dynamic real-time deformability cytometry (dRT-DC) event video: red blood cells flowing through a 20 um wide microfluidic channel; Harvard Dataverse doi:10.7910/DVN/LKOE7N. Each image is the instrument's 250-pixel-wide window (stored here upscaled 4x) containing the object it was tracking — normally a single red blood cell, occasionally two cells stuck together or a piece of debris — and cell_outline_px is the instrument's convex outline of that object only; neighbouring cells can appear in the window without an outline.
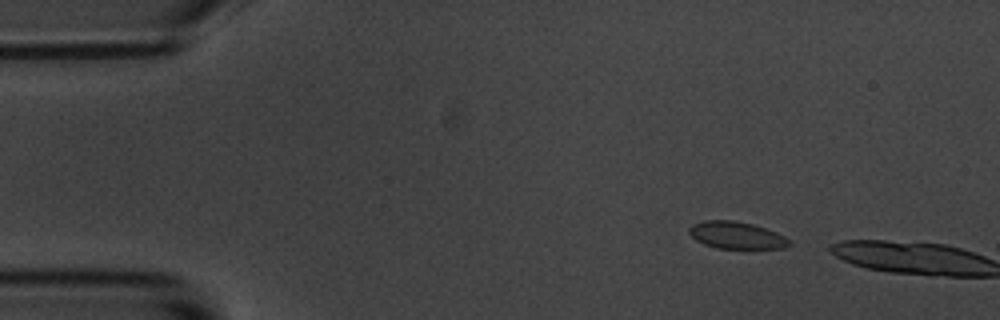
{"species": "common noctule bat (a hibernating species)", "species_latin": "Nyctalus noctula", "temperature_condition": "room temperature", "stored_images_in_passage": 2, "camera_frame_rate_fps": 3000, "um_per_image_px": 0.085, "animal": {"sex": "male", "body_mass_g": 20.1, "forearm_length_mm": 53.5}, "frame": {"image": 1, "passage_image": 1, "time_ms": 0.0, "image_size_px": [1000, 320], "cell_outline_px": [[792, 244], [784, 248], [716, 248], [704, 244], [696, 240], [688, 232], [688, 228], [692, 224], [704, 220], [732, 220], [752, 224], [776, 232], [784, 236]], "centroid_in_image_um": [62.56, 19.99], "position_along_channel_um": 22.4, "area_um2": 15.72}}